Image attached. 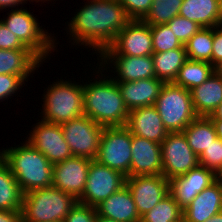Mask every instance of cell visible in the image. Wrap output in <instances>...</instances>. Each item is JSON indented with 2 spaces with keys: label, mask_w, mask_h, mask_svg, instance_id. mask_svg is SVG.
<instances>
[{
  "label": "cell",
  "mask_w": 222,
  "mask_h": 222,
  "mask_svg": "<svg viewBox=\"0 0 222 222\" xmlns=\"http://www.w3.org/2000/svg\"><path fill=\"white\" fill-rule=\"evenodd\" d=\"M214 72L219 76V77H222V62L217 64L215 67H214Z\"/></svg>",
  "instance_id": "obj_48"
},
{
  "label": "cell",
  "mask_w": 222,
  "mask_h": 222,
  "mask_svg": "<svg viewBox=\"0 0 222 222\" xmlns=\"http://www.w3.org/2000/svg\"><path fill=\"white\" fill-rule=\"evenodd\" d=\"M125 127L132 135L146 138L159 144L169 133L164 127L154 105L130 110Z\"/></svg>",
  "instance_id": "obj_19"
},
{
  "label": "cell",
  "mask_w": 222,
  "mask_h": 222,
  "mask_svg": "<svg viewBox=\"0 0 222 222\" xmlns=\"http://www.w3.org/2000/svg\"><path fill=\"white\" fill-rule=\"evenodd\" d=\"M130 176L162 175L161 144L132 135Z\"/></svg>",
  "instance_id": "obj_18"
},
{
  "label": "cell",
  "mask_w": 222,
  "mask_h": 222,
  "mask_svg": "<svg viewBox=\"0 0 222 222\" xmlns=\"http://www.w3.org/2000/svg\"><path fill=\"white\" fill-rule=\"evenodd\" d=\"M179 16L196 22L202 28L222 25L221 0H183Z\"/></svg>",
  "instance_id": "obj_23"
},
{
  "label": "cell",
  "mask_w": 222,
  "mask_h": 222,
  "mask_svg": "<svg viewBox=\"0 0 222 222\" xmlns=\"http://www.w3.org/2000/svg\"><path fill=\"white\" fill-rule=\"evenodd\" d=\"M33 15L26 9H11L7 19H1V22L43 62L56 50L58 43H55V36L44 31Z\"/></svg>",
  "instance_id": "obj_7"
},
{
  "label": "cell",
  "mask_w": 222,
  "mask_h": 222,
  "mask_svg": "<svg viewBox=\"0 0 222 222\" xmlns=\"http://www.w3.org/2000/svg\"><path fill=\"white\" fill-rule=\"evenodd\" d=\"M200 165L216 172L222 165V140L218 137L199 156Z\"/></svg>",
  "instance_id": "obj_35"
},
{
  "label": "cell",
  "mask_w": 222,
  "mask_h": 222,
  "mask_svg": "<svg viewBox=\"0 0 222 222\" xmlns=\"http://www.w3.org/2000/svg\"><path fill=\"white\" fill-rule=\"evenodd\" d=\"M78 200L53 186L31 190L24 194L23 222L64 221Z\"/></svg>",
  "instance_id": "obj_4"
},
{
  "label": "cell",
  "mask_w": 222,
  "mask_h": 222,
  "mask_svg": "<svg viewBox=\"0 0 222 222\" xmlns=\"http://www.w3.org/2000/svg\"><path fill=\"white\" fill-rule=\"evenodd\" d=\"M41 63L43 62L29 49H0V74L18 75L27 81Z\"/></svg>",
  "instance_id": "obj_24"
},
{
  "label": "cell",
  "mask_w": 222,
  "mask_h": 222,
  "mask_svg": "<svg viewBox=\"0 0 222 222\" xmlns=\"http://www.w3.org/2000/svg\"><path fill=\"white\" fill-rule=\"evenodd\" d=\"M102 72L107 71L106 66H111L117 76L111 77L116 82H131L142 79L156 78L152 55L150 56H125L117 55L110 47H106L100 54ZM111 63V64H110ZM107 64V65H106ZM106 67V68H104ZM104 68V69H103Z\"/></svg>",
  "instance_id": "obj_12"
},
{
  "label": "cell",
  "mask_w": 222,
  "mask_h": 222,
  "mask_svg": "<svg viewBox=\"0 0 222 222\" xmlns=\"http://www.w3.org/2000/svg\"><path fill=\"white\" fill-rule=\"evenodd\" d=\"M184 46L187 59L212 64L213 27L202 28Z\"/></svg>",
  "instance_id": "obj_30"
},
{
  "label": "cell",
  "mask_w": 222,
  "mask_h": 222,
  "mask_svg": "<svg viewBox=\"0 0 222 222\" xmlns=\"http://www.w3.org/2000/svg\"><path fill=\"white\" fill-rule=\"evenodd\" d=\"M222 212V185L215 181L183 209V222H205Z\"/></svg>",
  "instance_id": "obj_20"
},
{
  "label": "cell",
  "mask_w": 222,
  "mask_h": 222,
  "mask_svg": "<svg viewBox=\"0 0 222 222\" xmlns=\"http://www.w3.org/2000/svg\"><path fill=\"white\" fill-rule=\"evenodd\" d=\"M0 222H23L21 211L0 210Z\"/></svg>",
  "instance_id": "obj_41"
},
{
  "label": "cell",
  "mask_w": 222,
  "mask_h": 222,
  "mask_svg": "<svg viewBox=\"0 0 222 222\" xmlns=\"http://www.w3.org/2000/svg\"><path fill=\"white\" fill-rule=\"evenodd\" d=\"M182 132L198 157L218 138L213 121L205 116H198Z\"/></svg>",
  "instance_id": "obj_26"
},
{
  "label": "cell",
  "mask_w": 222,
  "mask_h": 222,
  "mask_svg": "<svg viewBox=\"0 0 222 222\" xmlns=\"http://www.w3.org/2000/svg\"><path fill=\"white\" fill-rule=\"evenodd\" d=\"M125 185V175L98 163L96 160H91L86 187L78 202L96 207Z\"/></svg>",
  "instance_id": "obj_11"
},
{
  "label": "cell",
  "mask_w": 222,
  "mask_h": 222,
  "mask_svg": "<svg viewBox=\"0 0 222 222\" xmlns=\"http://www.w3.org/2000/svg\"><path fill=\"white\" fill-rule=\"evenodd\" d=\"M161 159L162 175L168 181L200 164L183 132L168 133L161 142Z\"/></svg>",
  "instance_id": "obj_10"
},
{
  "label": "cell",
  "mask_w": 222,
  "mask_h": 222,
  "mask_svg": "<svg viewBox=\"0 0 222 222\" xmlns=\"http://www.w3.org/2000/svg\"><path fill=\"white\" fill-rule=\"evenodd\" d=\"M98 69L96 73L100 72L101 78L96 77L93 82L83 85L84 115L103 127H123L127 123L129 110L118 83L109 75L105 77L100 67Z\"/></svg>",
  "instance_id": "obj_2"
},
{
  "label": "cell",
  "mask_w": 222,
  "mask_h": 222,
  "mask_svg": "<svg viewBox=\"0 0 222 222\" xmlns=\"http://www.w3.org/2000/svg\"><path fill=\"white\" fill-rule=\"evenodd\" d=\"M0 49H28L0 20Z\"/></svg>",
  "instance_id": "obj_39"
},
{
  "label": "cell",
  "mask_w": 222,
  "mask_h": 222,
  "mask_svg": "<svg viewBox=\"0 0 222 222\" xmlns=\"http://www.w3.org/2000/svg\"><path fill=\"white\" fill-rule=\"evenodd\" d=\"M23 193L52 186L53 164L29 141L0 150Z\"/></svg>",
  "instance_id": "obj_3"
},
{
  "label": "cell",
  "mask_w": 222,
  "mask_h": 222,
  "mask_svg": "<svg viewBox=\"0 0 222 222\" xmlns=\"http://www.w3.org/2000/svg\"><path fill=\"white\" fill-rule=\"evenodd\" d=\"M152 41H153V53L167 52L177 48H185L184 45L173 34L167 24H157L150 26Z\"/></svg>",
  "instance_id": "obj_33"
},
{
  "label": "cell",
  "mask_w": 222,
  "mask_h": 222,
  "mask_svg": "<svg viewBox=\"0 0 222 222\" xmlns=\"http://www.w3.org/2000/svg\"><path fill=\"white\" fill-rule=\"evenodd\" d=\"M117 55L150 56L153 54V41L150 25L143 20L131 19L117 34L109 46Z\"/></svg>",
  "instance_id": "obj_14"
},
{
  "label": "cell",
  "mask_w": 222,
  "mask_h": 222,
  "mask_svg": "<svg viewBox=\"0 0 222 222\" xmlns=\"http://www.w3.org/2000/svg\"><path fill=\"white\" fill-rule=\"evenodd\" d=\"M218 137L222 140V120H212Z\"/></svg>",
  "instance_id": "obj_44"
},
{
  "label": "cell",
  "mask_w": 222,
  "mask_h": 222,
  "mask_svg": "<svg viewBox=\"0 0 222 222\" xmlns=\"http://www.w3.org/2000/svg\"><path fill=\"white\" fill-rule=\"evenodd\" d=\"M95 208L97 215L118 222H140L141 219L127 185L111 194Z\"/></svg>",
  "instance_id": "obj_22"
},
{
  "label": "cell",
  "mask_w": 222,
  "mask_h": 222,
  "mask_svg": "<svg viewBox=\"0 0 222 222\" xmlns=\"http://www.w3.org/2000/svg\"><path fill=\"white\" fill-rule=\"evenodd\" d=\"M117 83L129 111L139 107L154 105L162 86L165 84L157 78Z\"/></svg>",
  "instance_id": "obj_21"
},
{
  "label": "cell",
  "mask_w": 222,
  "mask_h": 222,
  "mask_svg": "<svg viewBox=\"0 0 222 222\" xmlns=\"http://www.w3.org/2000/svg\"><path fill=\"white\" fill-rule=\"evenodd\" d=\"M132 133L125 127H104L96 161L130 176Z\"/></svg>",
  "instance_id": "obj_8"
},
{
  "label": "cell",
  "mask_w": 222,
  "mask_h": 222,
  "mask_svg": "<svg viewBox=\"0 0 222 222\" xmlns=\"http://www.w3.org/2000/svg\"><path fill=\"white\" fill-rule=\"evenodd\" d=\"M209 117L211 118V120H222V102Z\"/></svg>",
  "instance_id": "obj_43"
},
{
  "label": "cell",
  "mask_w": 222,
  "mask_h": 222,
  "mask_svg": "<svg viewBox=\"0 0 222 222\" xmlns=\"http://www.w3.org/2000/svg\"><path fill=\"white\" fill-rule=\"evenodd\" d=\"M154 106L169 133L182 132L198 117L190 91L173 83L162 86Z\"/></svg>",
  "instance_id": "obj_6"
},
{
  "label": "cell",
  "mask_w": 222,
  "mask_h": 222,
  "mask_svg": "<svg viewBox=\"0 0 222 222\" xmlns=\"http://www.w3.org/2000/svg\"><path fill=\"white\" fill-rule=\"evenodd\" d=\"M183 0H153L151 8L142 19L150 26L166 24L179 15Z\"/></svg>",
  "instance_id": "obj_32"
},
{
  "label": "cell",
  "mask_w": 222,
  "mask_h": 222,
  "mask_svg": "<svg viewBox=\"0 0 222 222\" xmlns=\"http://www.w3.org/2000/svg\"><path fill=\"white\" fill-rule=\"evenodd\" d=\"M215 181V172L199 164L186 174L169 180V194L185 209L203 189Z\"/></svg>",
  "instance_id": "obj_17"
},
{
  "label": "cell",
  "mask_w": 222,
  "mask_h": 222,
  "mask_svg": "<svg viewBox=\"0 0 222 222\" xmlns=\"http://www.w3.org/2000/svg\"><path fill=\"white\" fill-rule=\"evenodd\" d=\"M64 139L73 156L95 160L99 151L103 126L86 115L61 124Z\"/></svg>",
  "instance_id": "obj_9"
},
{
  "label": "cell",
  "mask_w": 222,
  "mask_h": 222,
  "mask_svg": "<svg viewBox=\"0 0 222 222\" xmlns=\"http://www.w3.org/2000/svg\"><path fill=\"white\" fill-rule=\"evenodd\" d=\"M222 62V25L213 27L212 65Z\"/></svg>",
  "instance_id": "obj_40"
},
{
  "label": "cell",
  "mask_w": 222,
  "mask_h": 222,
  "mask_svg": "<svg viewBox=\"0 0 222 222\" xmlns=\"http://www.w3.org/2000/svg\"><path fill=\"white\" fill-rule=\"evenodd\" d=\"M166 24L182 45H185L195 33L202 29L196 22L179 15Z\"/></svg>",
  "instance_id": "obj_34"
},
{
  "label": "cell",
  "mask_w": 222,
  "mask_h": 222,
  "mask_svg": "<svg viewBox=\"0 0 222 222\" xmlns=\"http://www.w3.org/2000/svg\"><path fill=\"white\" fill-rule=\"evenodd\" d=\"M126 185L140 217L169 194V181L163 175L128 176Z\"/></svg>",
  "instance_id": "obj_15"
},
{
  "label": "cell",
  "mask_w": 222,
  "mask_h": 222,
  "mask_svg": "<svg viewBox=\"0 0 222 222\" xmlns=\"http://www.w3.org/2000/svg\"><path fill=\"white\" fill-rule=\"evenodd\" d=\"M25 2L23 0H0V11L6 8H15L19 5H23ZM19 4V5H18Z\"/></svg>",
  "instance_id": "obj_42"
},
{
  "label": "cell",
  "mask_w": 222,
  "mask_h": 222,
  "mask_svg": "<svg viewBox=\"0 0 222 222\" xmlns=\"http://www.w3.org/2000/svg\"><path fill=\"white\" fill-rule=\"evenodd\" d=\"M90 163L89 158L72 156L54 164L52 186L73 195L78 200L86 187Z\"/></svg>",
  "instance_id": "obj_16"
},
{
  "label": "cell",
  "mask_w": 222,
  "mask_h": 222,
  "mask_svg": "<svg viewBox=\"0 0 222 222\" xmlns=\"http://www.w3.org/2000/svg\"><path fill=\"white\" fill-rule=\"evenodd\" d=\"M47 222H64V221H47Z\"/></svg>",
  "instance_id": "obj_50"
},
{
  "label": "cell",
  "mask_w": 222,
  "mask_h": 222,
  "mask_svg": "<svg viewBox=\"0 0 222 222\" xmlns=\"http://www.w3.org/2000/svg\"><path fill=\"white\" fill-rule=\"evenodd\" d=\"M38 121L33 130H30L27 141L43 153L53 165L71 158L73 155L64 139L61 125Z\"/></svg>",
  "instance_id": "obj_13"
},
{
  "label": "cell",
  "mask_w": 222,
  "mask_h": 222,
  "mask_svg": "<svg viewBox=\"0 0 222 222\" xmlns=\"http://www.w3.org/2000/svg\"><path fill=\"white\" fill-rule=\"evenodd\" d=\"M156 78L164 83H173L178 75L179 69L187 60L185 48L168 50L152 54Z\"/></svg>",
  "instance_id": "obj_28"
},
{
  "label": "cell",
  "mask_w": 222,
  "mask_h": 222,
  "mask_svg": "<svg viewBox=\"0 0 222 222\" xmlns=\"http://www.w3.org/2000/svg\"><path fill=\"white\" fill-rule=\"evenodd\" d=\"M97 212L95 207L77 202L65 217L64 222H95Z\"/></svg>",
  "instance_id": "obj_38"
},
{
  "label": "cell",
  "mask_w": 222,
  "mask_h": 222,
  "mask_svg": "<svg viewBox=\"0 0 222 222\" xmlns=\"http://www.w3.org/2000/svg\"><path fill=\"white\" fill-rule=\"evenodd\" d=\"M140 222H183V209L168 194L150 211L142 215Z\"/></svg>",
  "instance_id": "obj_31"
},
{
  "label": "cell",
  "mask_w": 222,
  "mask_h": 222,
  "mask_svg": "<svg viewBox=\"0 0 222 222\" xmlns=\"http://www.w3.org/2000/svg\"><path fill=\"white\" fill-rule=\"evenodd\" d=\"M26 84L25 81L18 75L0 74V100L4 101L7 98L11 99L19 89ZM13 94V95H12Z\"/></svg>",
  "instance_id": "obj_37"
},
{
  "label": "cell",
  "mask_w": 222,
  "mask_h": 222,
  "mask_svg": "<svg viewBox=\"0 0 222 222\" xmlns=\"http://www.w3.org/2000/svg\"><path fill=\"white\" fill-rule=\"evenodd\" d=\"M205 222H222V212L216 215H213L211 218H209Z\"/></svg>",
  "instance_id": "obj_45"
},
{
  "label": "cell",
  "mask_w": 222,
  "mask_h": 222,
  "mask_svg": "<svg viewBox=\"0 0 222 222\" xmlns=\"http://www.w3.org/2000/svg\"><path fill=\"white\" fill-rule=\"evenodd\" d=\"M95 222H118V221L97 215Z\"/></svg>",
  "instance_id": "obj_47"
},
{
  "label": "cell",
  "mask_w": 222,
  "mask_h": 222,
  "mask_svg": "<svg viewBox=\"0 0 222 222\" xmlns=\"http://www.w3.org/2000/svg\"><path fill=\"white\" fill-rule=\"evenodd\" d=\"M127 16L133 20H142L151 8L153 0H119Z\"/></svg>",
  "instance_id": "obj_36"
},
{
  "label": "cell",
  "mask_w": 222,
  "mask_h": 222,
  "mask_svg": "<svg viewBox=\"0 0 222 222\" xmlns=\"http://www.w3.org/2000/svg\"><path fill=\"white\" fill-rule=\"evenodd\" d=\"M198 116L209 117L222 102V77L215 72L204 83L190 90Z\"/></svg>",
  "instance_id": "obj_25"
},
{
  "label": "cell",
  "mask_w": 222,
  "mask_h": 222,
  "mask_svg": "<svg viewBox=\"0 0 222 222\" xmlns=\"http://www.w3.org/2000/svg\"><path fill=\"white\" fill-rule=\"evenodd\" d=\"M216 181L222 185V165L221 167L215 172Z\"/></svg>",
  "instance_id": "obj_46"
},
{
  "label": "cell",
  "mask_w": 222,
  "mask_h": 222,
  "mask_svg": "<svg viewBox=\"0 0 222 222\" xmlns=\"http://www.w3.org/2000/svg\"><path fill=\"white\" fill-rule=\"evenodd\" d=\"M23 1L26 2V1H28V0H23ZM29 1H30V2H31V1H32V2H33V1H35V2L44 1V2H45V1H50V0H29Z\"/></svg>",
  "instance_id": "obj_49"
},
{
  "label": "cell",
  "mask_w": 222,
  "mask_h": 222,
  "mask_svg": "<svg viewBox=\"0 0 222 222\" xmlns=\"http://www.w3.org/2000/svg\"><path fill=\"white\" fill-rule=\"evenodd\" d=\"M48 86L41 120L61 125L84 115L83 84L60 79Z\"/></svg>",
  "instance_id": "obj_5"
},
{
  "label": "cell",
  "mask_w": 222,
  "mask_h": 222,
  "mask_svg": "<svg viewBox=\"0 0 222 222\" xmlns=\"http://www.w3.org/2000/svg\"><path fill=\"white\" fill-rule=\"evenodd\" d=\"M24 193L0 156V210L22 211Z\"/></svg>",
  "instance_id": "obj_27"
},
{
  "label": "cell",
  "mask_w": 222,
  "mask_h": 222,
  "mask_svg": "<svg viewBox=\"0 0 222 222\" xmlns=\"http://www.w3.org/2000/svg\"><path fill=\"white\" fill-rule=\"evenodd\" d=\"M68 23L71 44L101 53L131 20L119 0H87ZM76 43V44H74ZM85 44V45H84ZM88 46V47H87Z\"/></svg>",
  "instance_id": "obj_1"
},
{
  "label": "cell",
  "mask_w": 222,
  "mask_h": 222,
  "mask_svg": "<svg viewBox=\"0 0 222 222\" xmlns=\"http://www.w3.org/2000/svg\"><path fill=\"white\" fill-rule=\"evenodd\" d=\"M213 74L214 66L211 63L187 59L179 69L173 84L190 91L204 83Z\"/></svg>",
  "instance_id": "obj_29"
}]
</instances>
